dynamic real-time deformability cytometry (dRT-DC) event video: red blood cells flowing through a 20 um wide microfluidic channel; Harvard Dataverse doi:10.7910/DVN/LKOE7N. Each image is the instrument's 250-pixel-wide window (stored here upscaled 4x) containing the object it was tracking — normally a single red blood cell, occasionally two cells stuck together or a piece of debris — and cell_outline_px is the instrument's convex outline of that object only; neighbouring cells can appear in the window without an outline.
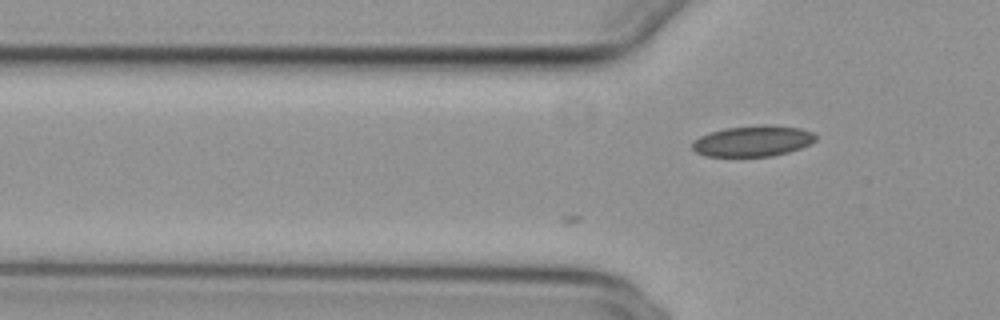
{"species": "common noctule bat (a hibernating species)", "species_latin": "Nyctalus noctula", "temperature_condition": "cold", "stored_images_in_passage": 4, "camera_frame_rate_fps": 3000, "um_per_image_px": 0.085, "animal": {"sex": "female", "body_mass_g": 29.2, "forearm_length_mm": 56.3}, "frame": {"image": 1, "passage_image": 4, "time_ms": 1.0, "image_size_px": [1000, 320], "cell_outline_px": [[816, 140], [812, 144], [788, 152], [772, 156], [704, 156], [696, 152], [692, 148], [692, 140], [700, 136], [724, 128], [760, 124], [768, 124], [800, 128], [812, 132], [816, 136]], "centroid_in_image_um": [64.0, 11.98], "position_along_channel_um": 61.8, "area_um2": 22.37}}